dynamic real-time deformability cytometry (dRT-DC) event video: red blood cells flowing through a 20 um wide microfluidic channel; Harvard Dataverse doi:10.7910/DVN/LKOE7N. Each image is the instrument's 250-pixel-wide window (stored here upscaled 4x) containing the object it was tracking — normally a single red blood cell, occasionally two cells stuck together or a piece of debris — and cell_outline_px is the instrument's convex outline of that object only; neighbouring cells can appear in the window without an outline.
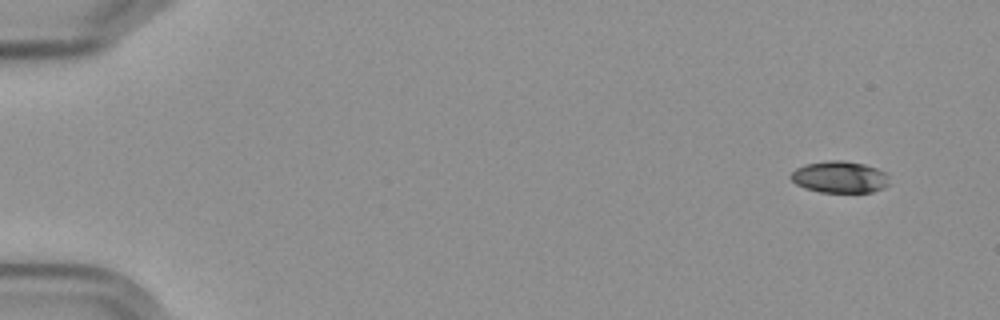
{"species": "Egyptian fruit bat (a non-hibernating species)", "species_latin": "Rousettus aegyptiacus", "temperature_condition": "cold", "stored_images_in_passage": 54, "camera_frame_rate_fps": 3000, "um_per_image_px": 0.085, "frame": {"image": 1, "passage_image": 1, "time_ms": 0.0, "image_size_px": [1000, 320], "cell_outline_px": [[888, 184], [884, 188], [872, 192], [820, 192], [804, 188], [796, 184], [788, 176], [796, 168], [804, 164], [828, 160], [844, 160], [864, 164], [876, 168], [884, 172], [888, 176]], "centroid_in_image_um": [71.34, 15.04], "position_along_channel_um": 13.7, "area_um2": 18.32}}
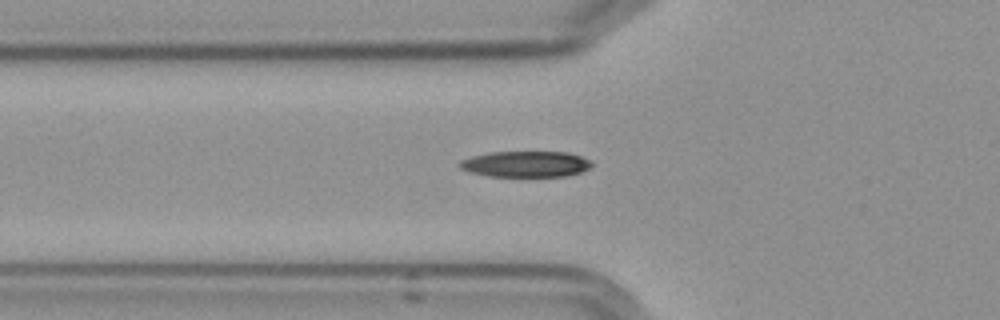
{"frame": {"image": 2, "passage_image": 18, "time_ms": 5.667, "image_size_px": [1000, 320], "cell_outline_px": [[592, 168], [568, 176], [488, 176], [468, 172], [460, 168], [460, 160], [472, 156], [488, 152], [568, 152], [592, 160]], "centroid_in_image_um": [44.71, 13.94], "position_along_channel_um": 81.1, "area_um2": 20.11}}
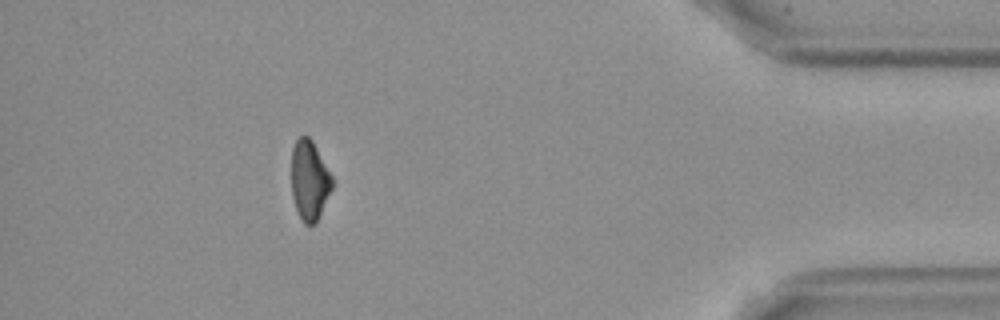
{"frame": {"image": 3, "passage_image": 49, "time_ms": 16.0, "image_size_px": [1000, 320], "cell_outline_px": [[332, 188], [316, 224], [304, 224], [300, 220], [292, 196], [292, 148], [296, 140], [300, 136], [308, 136], [312, 140], [332, 176]], "centroid_in_image_um": [26.3, 15.35], "position_along_channel_um": 408.9, "area_um2": 18.84}, "authors_computed_cell_mechanics": {"area_um2": 19.9988, "velocity_mm_per_s": 3.6038, "shape_relaxation_time_tau1_ms": 4.5656, "shape_relaxation_time_tau2_ms": null, "deformation_change_tau1": 0.1575, "deformation_change_tau2": null}}